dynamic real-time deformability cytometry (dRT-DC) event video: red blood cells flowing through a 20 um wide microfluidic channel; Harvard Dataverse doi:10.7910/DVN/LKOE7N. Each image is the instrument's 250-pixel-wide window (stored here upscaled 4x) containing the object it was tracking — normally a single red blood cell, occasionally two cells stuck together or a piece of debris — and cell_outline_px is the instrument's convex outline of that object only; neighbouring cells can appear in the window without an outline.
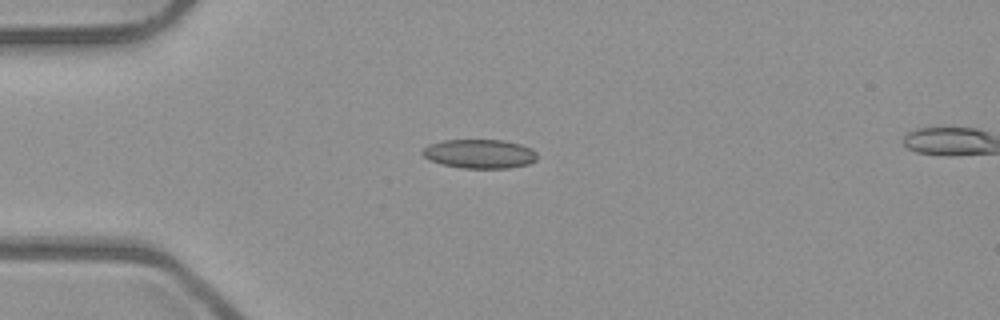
{"species": "common noctule bat (a hibernating species)", "species_latin": "Nyctalus noctula", "temperature_condition": "room temperature", "stored_images_in_passage": 2, "segment_of_instrument_passage": [1, 2], "camera_frame_rate_fps": 3000, "um_per_image_px": 0.085, "animal": {"sex": "male", "body_mass_g": 23.1, "forearm_length_mm": 52.7}, "frame": {"image": 1, "passage_image": 1, "time_ms": 0.0, "image_size_px": [1000, 320], "cell_outline_px": [[536, 160], [528, 164], [508, 168], [464, 168], [444, 164], [428, 160], [420, 152], [428, 144], [444, 140], [504, 140], [520, 144], [532, 148], [536, 152]], "centroid_in_image_um": [40.76, 13.07], "position_along_channel_um": 44.2, "area_um2": 19.42}}